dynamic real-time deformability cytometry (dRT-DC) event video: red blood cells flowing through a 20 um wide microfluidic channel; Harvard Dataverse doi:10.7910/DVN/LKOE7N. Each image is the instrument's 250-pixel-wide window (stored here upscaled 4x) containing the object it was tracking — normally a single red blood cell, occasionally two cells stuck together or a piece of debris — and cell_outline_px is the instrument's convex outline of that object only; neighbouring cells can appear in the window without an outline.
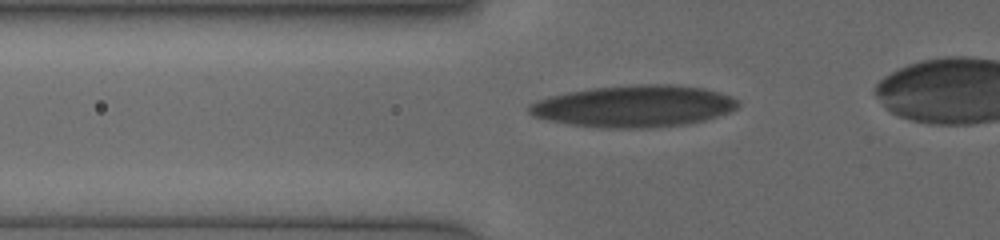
{"species": "human", "species_latin": "Homo sapiens", "temperature_condition": "cold", "stored_images_in_passage": 8, "camera_frame_rate_fps": 3000, "um_per_image_px": 0.085, "donor": {"sex": "female"}, "frame": {"image": 1, "passage_image": 3, "time_ms": 1.333, "image_size_px": [1000, 240], "cell_outline_px": [[740, 104], [736, 108], [728, 112], [704, 120], [688, 124], [652, 128], [600, 128], [568, 124], [548, 120], [532, 116], [528, 112], [528, 104], [536, 100], [548, 96], [568, 92], [596, 88], [648, 84], [668, 84], [704, 88], [720, 92], [732, 96], [740, 100]], "centroid_in_image_um": [53.89, 9.04], "position_along_channel_um": 71.9, "area_um2": 50.98}}
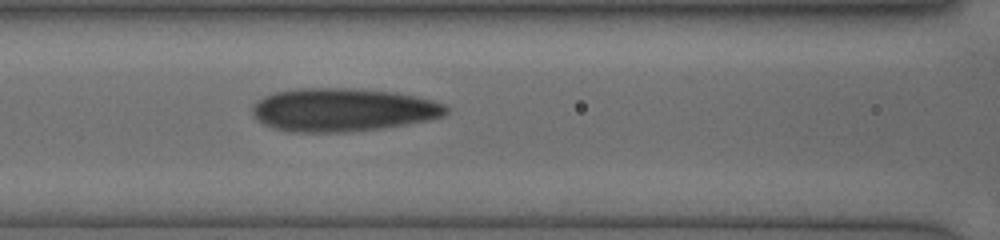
{"frame": {"image": 2, "passage_image": 6, "time_ms": 3.0, "image_size_px": [1000, 240], "cell_outline_px": [[448, 112], [444, 116], [428, 120], [380, 128], [352, 132], [288, 132], [272, 128], [256, 120], [252, 116], [252, 104], [256, 100], [264, 96], [276, 92], [304, 88], [348, 88], [396, 92], [416, 96], [448, 104]], "centroid_in_image_um": [29.12, 9.34], "position_along_channel_um": 137.5, "area_um2": 49.19}}
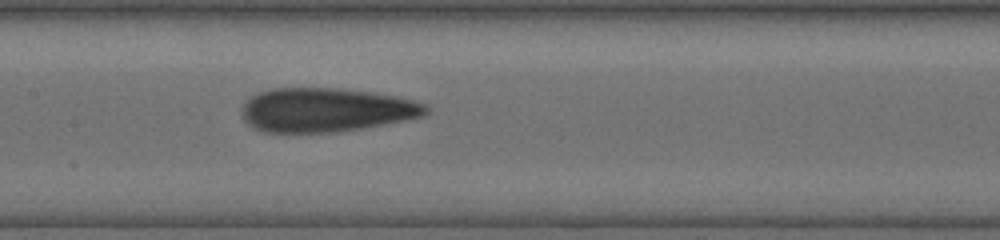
{"frame": {"image": 3, "passage_image": 8, "time_ms": 4.0, "image_size_px": [1000, 240], "cell_outline_px": [[428, 112], [420, 116], [404, 120], [360, 128], [336, 132], [264, 132], [252, 128], [244, 120], [240, 112], [240, 108], [252, 96], [260, 92], [272, 88], [340, 88], [396, 96], [428, 104]], "centroid_in_image_um": [27.66, 9.34], "position_along_channel_um": 179.7, "area_um2": 46.99}}